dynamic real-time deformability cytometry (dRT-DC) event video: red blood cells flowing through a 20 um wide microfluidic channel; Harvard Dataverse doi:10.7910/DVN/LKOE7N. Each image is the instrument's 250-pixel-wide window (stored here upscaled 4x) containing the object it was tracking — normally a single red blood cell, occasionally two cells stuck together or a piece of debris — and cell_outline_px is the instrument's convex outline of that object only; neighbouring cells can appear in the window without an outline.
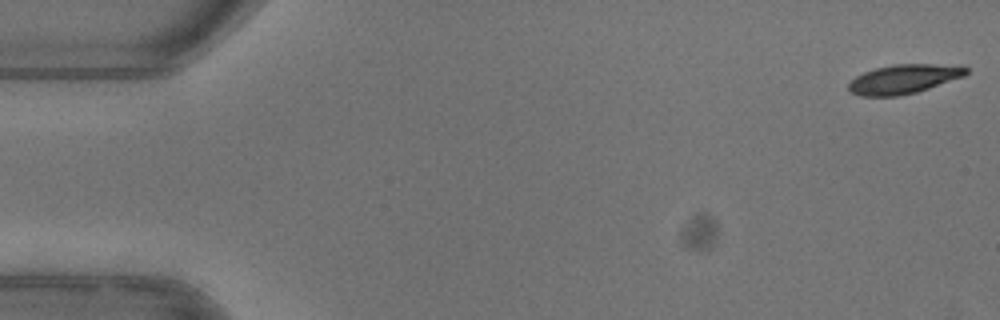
{"species": "common noctule bat (a hibernating species)", "species_latin": "Nyctalus noctula", "temperature_condition": "warm", "stored_images_in_passage": 52, "camera_frame_rate_fps": 3000, "um_per_image_px": 0.085, "animal": {"sex": "female"}, "frame": {"image": 1, "passage_image": 1, "time_ms": 0.0, "image_size_px": [1000, 320], "cell_outline_px": [[968, 72], [964, 76], [916, 92], [900, 96], [860, 96], [848, 92], [848, 84], [856, 76], [864, 72], [876, 68], [892, 64], [964, 64], [968, 68]], "centroid_in_image_um": [76.84, 6.71], "position_along_channel_um": 8.2, "area_um2": 20.23}}
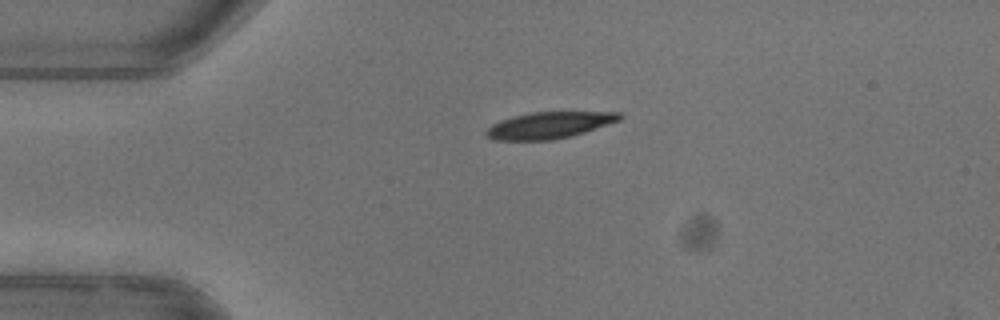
{"frame": {"image": 2, "passage_image": 12, "time_ms": 3.667, "image_size_px": [1000, 320], "cell_outline_px": [[624, 116], [620, 120], [572, 136], [552, 140], [496, 140], [484, 136], [484, 132], [492, 124], [500, 120], [512, 116], [532, 112], [620, 112]], "centroid_in_image_um": [46.66, 10.64], "position_along_channel_um": 38.3, "area_um2": 20.69}}
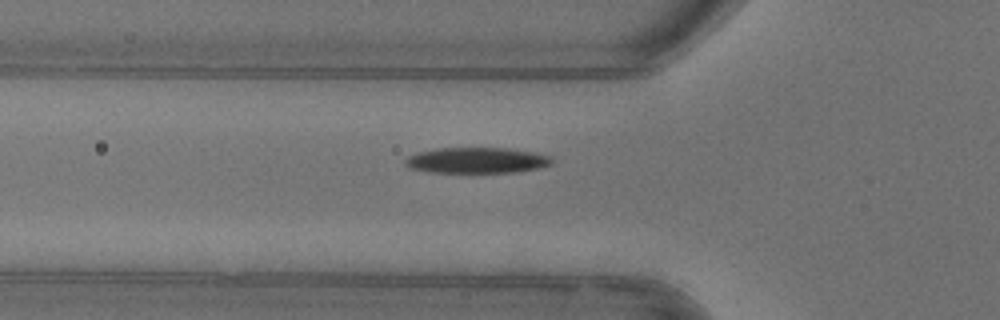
{"frame": {"image": 3, "passage_image": 18, "time_ms": 5.667, "image_size_px": [1000, 320], "cell_outline_px": [[552, 164], [540, 168], [516, 172], [428, 172], [408, 168], [404, 164], [404, 160], [408, 156], [416, 152], [436, 148], [508, 148], [536, 152], [552, 156]], "centroid_in_image_um": [40.52, 13.62], "position_along_channel_um": 85.3, "area_um2": 22.31}, "authors_computed_cell_mechanics": {"area_um2": 21.8195, "velocity_mm_per_s": 3.9326, "shape_relaxation_time_tau1_ms": 2.2918, "shape_relaxation_time_tau2_ms": null, "deformation_change_tau1": 0.1363, "deformation_change_tau2": null}}